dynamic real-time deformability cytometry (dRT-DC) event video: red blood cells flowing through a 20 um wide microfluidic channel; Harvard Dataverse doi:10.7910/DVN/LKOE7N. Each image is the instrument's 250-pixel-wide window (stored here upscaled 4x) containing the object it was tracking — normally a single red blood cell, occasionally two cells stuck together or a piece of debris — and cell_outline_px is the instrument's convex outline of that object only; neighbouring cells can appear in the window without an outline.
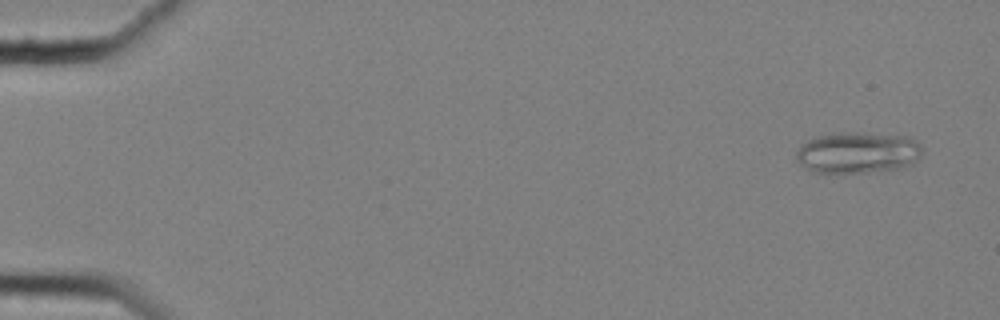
{"species": "common noctule bat (a hibernating species)", "species_latin": "Nyctalus noctula", "temperature_condition": "cold", "stored_images_in_passage": 5, "camera_frame_rate_fps": 3000, "um_per_image_px": 0.085, "animal": {"sex": "female", "body_mass_g": 25.1}, "frame": {"image": 1, "passage_image": 2, "time_ms": 0.333, "image_size_px": [1000, 320], "cell_outline_px": [[924, 148], [920, 156], [912, 164], [900, 168], [868, 172], [812, 172], [800, 164], [796, 160], [796, 152], [800, 144], [812, 136], [840, 132], [868, 132], [908, 136], [916, 140]], "centroid_in_image_um": [72.9, 12.94], "position_along_channel_um": 12.1, "area_um2": 30.92}}